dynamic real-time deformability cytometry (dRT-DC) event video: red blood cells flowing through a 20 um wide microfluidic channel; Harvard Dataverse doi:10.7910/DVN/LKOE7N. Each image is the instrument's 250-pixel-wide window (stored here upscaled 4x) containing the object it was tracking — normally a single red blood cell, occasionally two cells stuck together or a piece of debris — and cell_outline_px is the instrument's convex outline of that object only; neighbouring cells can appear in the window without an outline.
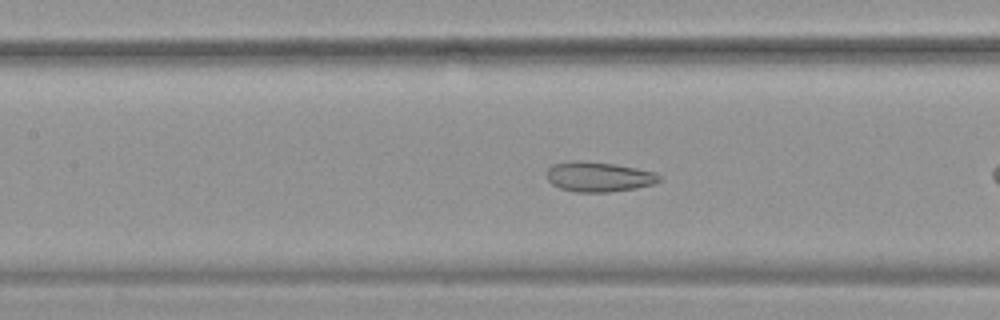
{"species": "common noctule bat (a hibernating species)", "species_latin": "Nyctalus noctula", "temperature_condition": "warm", "stored_images_in_passage": 39, "camera_frame_rate_fps": 3000, "um_per_image_px": 0.085, "animal": {"sex": "female", "body_mass_g": 19.9}, "frame": {"image": 1, "passage_image": 9, "time_ms": 2.667, "image_size_px": [1000, 320], "cell_outline_px": [[660, 180], [652, 184], [636, 188], [608, 192], [576, 192], [560, 188], [552, 184], [548, 180], [548, 168], [552, 164], [572, 160], [584, 160], [616, 164], [656, 172], [660, 176]], "centroid_in_image_um": [50.87, 15.01], "position_along_channel_um": 156.5, "area_um2": 19.71}}
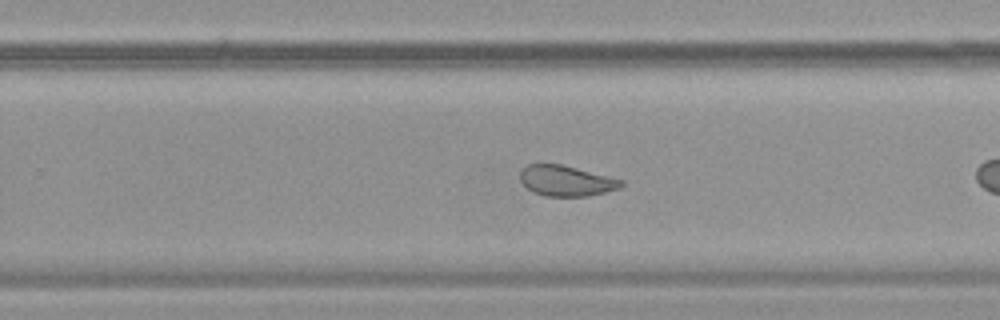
{"frame": {"image": 2, "passage_image": 19, "time_ms": 6.0, "image_size_px": [1000, 320], "cell_outline_px": [[624, 184], [620, 188], [588, 196], [544, 196], [528, 188], [520, 180], [520, 172], [528, 164], [560, 164], [624, 180]], "centroid_in_image_um": [48.14, 15.37], "position_along_channel_um": 281.7, "area_um2": 17.74}}
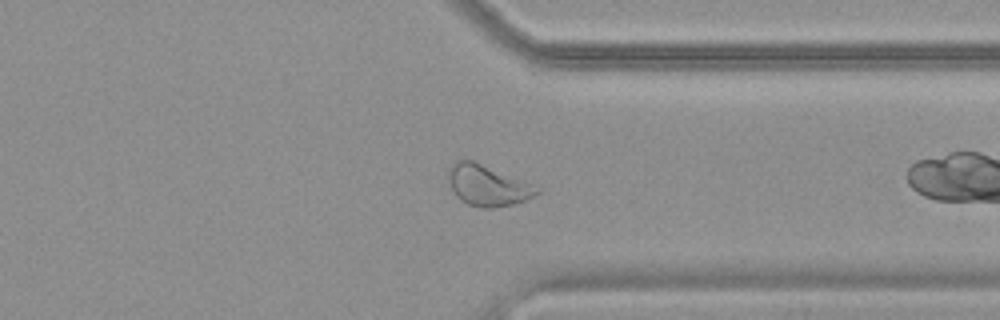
{"frame": {"image": 3, "passage_image": 26, "time_ms": 8.333, "image_size_px": [1000, 320], "cell_outline_px": [[540, 192], [524, 200], [512, 204], [492, 208], [484, 208], [468, 204], [460, 200], [456, 196], [448, 180], [448, 168], [456, 160], [472, 160], [532, 184], [540, 188]], "centroid_in_image_um": [41.41, 15.76], "position_along_channel_um": 370.0, "area_um2": 20.75}, "authors_computed_cell_mechanics": {"area_um2": 20.7502, "velocity_mm_per_s": 3.7713, "shape_relaxation_time_tau1_ms": null, "shape_relaxation_time_tau2_ms": 0.9704, "deformation_change_tau1": null, "deformation_change_tau2": 0.0576}}